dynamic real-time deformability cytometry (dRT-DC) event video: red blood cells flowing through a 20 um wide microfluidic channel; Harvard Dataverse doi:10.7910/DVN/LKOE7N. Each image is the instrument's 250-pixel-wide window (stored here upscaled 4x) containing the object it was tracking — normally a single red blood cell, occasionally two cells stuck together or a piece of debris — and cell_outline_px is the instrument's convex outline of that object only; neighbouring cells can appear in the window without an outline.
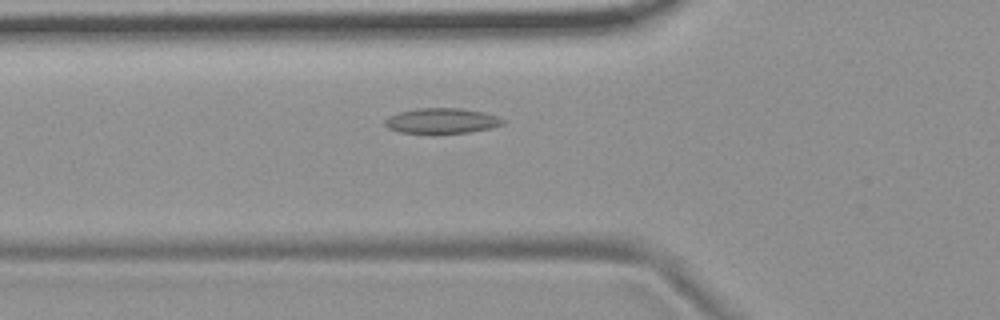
{"species": "common noctule bat (a hibernating species)", "species_latin": "Nyctalus noctula", "temperature_condition": "room temperature", "stored_images_in_passage": 32, "camera_frame_rate_fps": 3000, "um_per_image_px": 0.085, "animal": {"sex": "female", "body_mass_g": 19.9}, "frame": {"image": 1, "passage_image": 7, "time_ms": 2.0, "image_size_px": [1000, 320], "cell_outline_px": [[504, 124], [488, 128], [468, 132], [400, 132], [388, 128], [384, 124], [384, 120], [400, 112], [416, 108], [460, 108], [484, 112], [496, 116], [504, 120]], "centroid_in_image_um": [37.55, 10.25], "position_along_channel_um": 88.3, "area_um2": 16.88}}
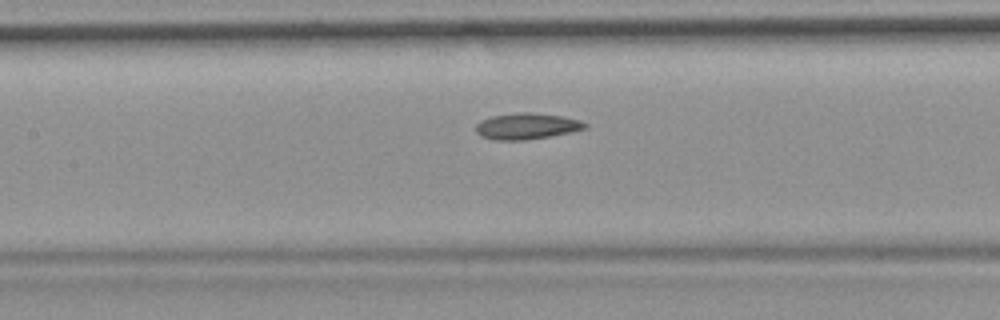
{"frame": {"image": 2, "passage_image": 13, "time_ms": 4.0, "image_size_px": [1000, 320], "cell_outline_px": [[588, 128], [572, 132], [524, 140], [492, 140], [480, 136], [476, 132], [476, 124], [480, 120], [492, 116], [520, 112], [532, 112], [564, 116], [580, 120], [588, 124]], "centroid_in_image_um": [44.78, 10.72], "position_along_channel_um": 162.6, "area_um2": 16.82}}
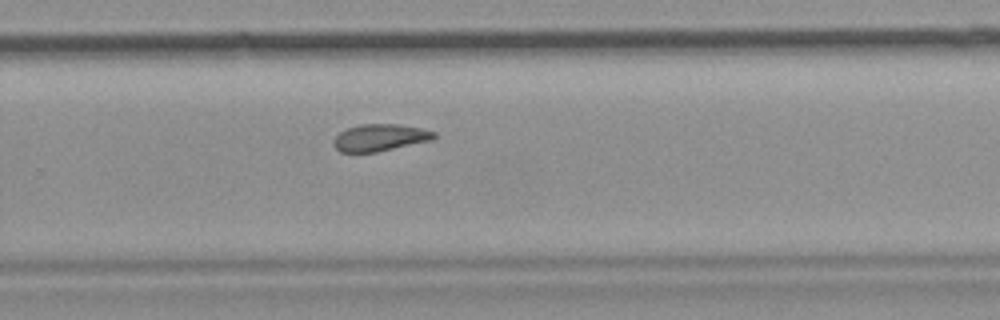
{"frame": {"image": 3, "passage_image": 24, "time_ms": 7.667, "image_size_px": [1000, 320], "cell_outline_px": [[436, 136], [432, 140], [376, 152], [340, 152], [332, 144], [332, 140], [340, 132], [348, 128], [360, 124], [396, 124], [420, 128], [436, 132]], "centroid_in_image_um": [32.27, 11.7], "position_along_channel_um": 297.5, "area_um2": 15.72}}